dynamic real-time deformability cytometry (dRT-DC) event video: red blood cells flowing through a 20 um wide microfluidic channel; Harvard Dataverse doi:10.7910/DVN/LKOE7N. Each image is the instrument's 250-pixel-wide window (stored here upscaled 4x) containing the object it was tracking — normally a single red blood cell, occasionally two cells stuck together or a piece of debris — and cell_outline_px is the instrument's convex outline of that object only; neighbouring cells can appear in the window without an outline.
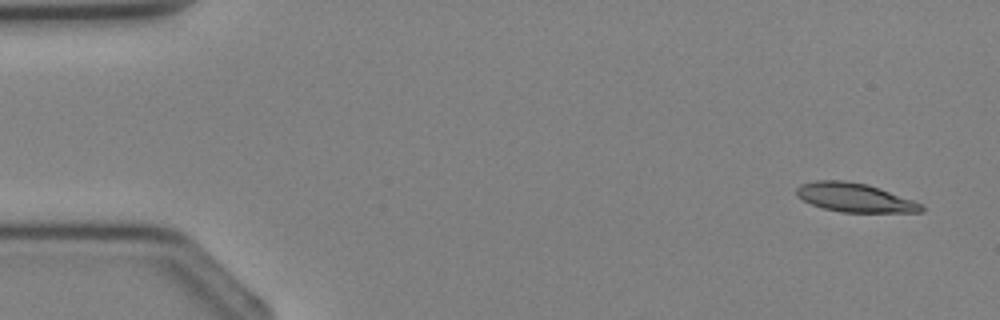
{"species": "Egyptian fruit bat (a non-hibernating species)", "species_latin": "Rousettus aegyptiacus", "temperature_condition": "cold", "stored_images_in_passage": 3, "camera_frame_rate_fps": 3000, "um_per_image_px": 0.085, "animal": {"sex": "female"}, "frame": {"image": 1, "passage_image": 1, "time_ms": 0.0, "image_size_px": [1000, 320], "cell_outline_px": [[924, 212], [844, 212], [824, 208], [812, 204], [796, 196], [796, 188], [800, 184], [816, 180], [844, 180], [868, 184], [880, 188], [912, 200], [920, 204], [924, 208]], "centroid_in_image_um": [72.63, 16.78], "position_along_channel_um": 12.4, "area_um2": 20.87}}
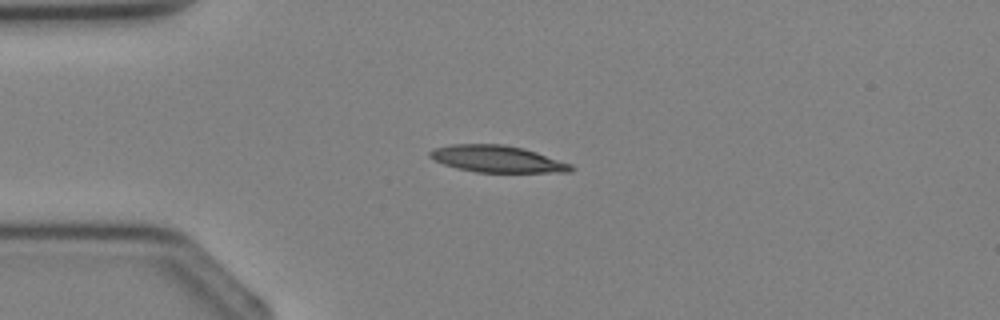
{"frame": {"image": 2, "passage_image": 3, "time_ms": 2.333, "image_size_px": [1000, 320], "cell_outline_px": [[572, 172], [476, 172], [456, 168], [444, 164], [428, 156], [428, 152], [432, 148], [452, 144], [504, 144], [524, 148], [572, 164]], "centroid_in_image_um": [42.23, 13.5], "position_along_channel_um": 42.8, "area_um2": 22.02}}